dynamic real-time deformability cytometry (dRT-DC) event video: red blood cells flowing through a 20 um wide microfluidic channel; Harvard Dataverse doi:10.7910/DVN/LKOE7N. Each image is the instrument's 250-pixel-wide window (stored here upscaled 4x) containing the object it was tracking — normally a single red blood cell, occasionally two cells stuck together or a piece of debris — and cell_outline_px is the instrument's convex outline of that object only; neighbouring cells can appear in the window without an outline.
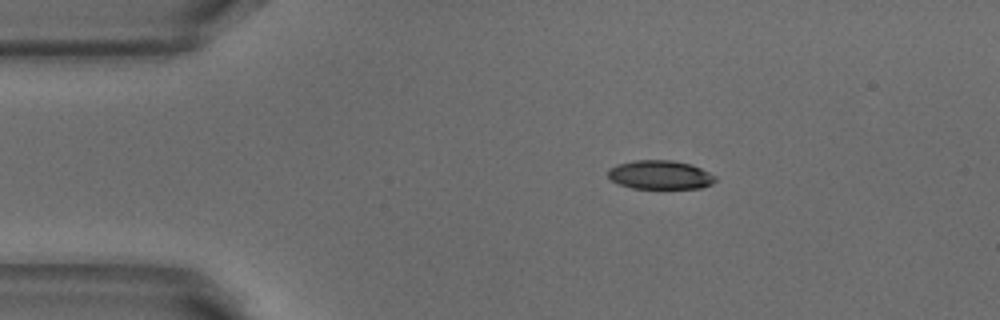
{"species": "common noctule bat (a hibernating species)", "species_latin": "Nyctalus noctula", "temperature_condition": "warm", "stored_images_in_passage": 43, "camera_frame_rate_fps": 3000, "um_per_image_px": 0.085, "animal": {"sex": "male", "body_mass_g": 18.8}, "frame": {"image": 1, "passage_image": 1, "time_ms": 0.0, "image_size_px": [1000, 320], "cell_outline_px": [[716, 180], [712, 184], [700, 188], [632, 188], [620, 184], [612, 180], [608, 176], [608, 168], [616, 164], [632, 160], [672, 160], [692, 164], [716, 176]], "centroid_in_image_um": [56.1, 14.85], "position_along_channel_um": 28.9, "area_um2": 18.09}}
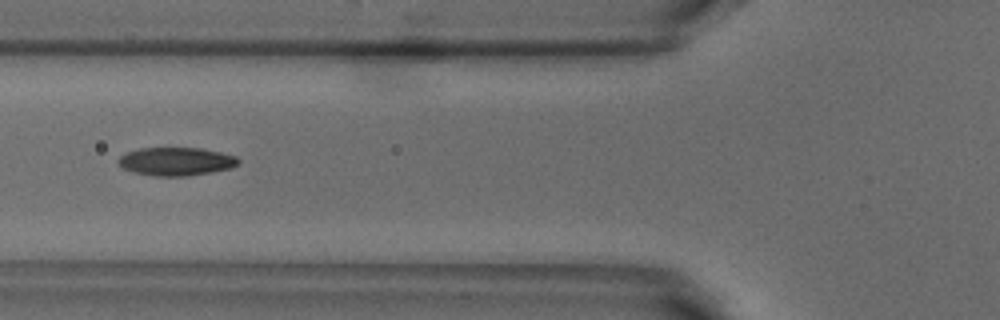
{"frame": {"image": 2, "passage_image": 11, "time_ms": 3.333, "image_size_px": [1000, 320], "cell_outline_px": [[240, 160], [232, 168], [188, 176], [156, 176], [132, 172], [124, 168], [116, 160], [120, 156], [128, 152], [140, 148], [200, 148], [220, 152], [236, 156]], "centroid_in_image_um": [14.97, 13.72], "position_along_channel_um": 110.8, "area_um2": 19.65}}
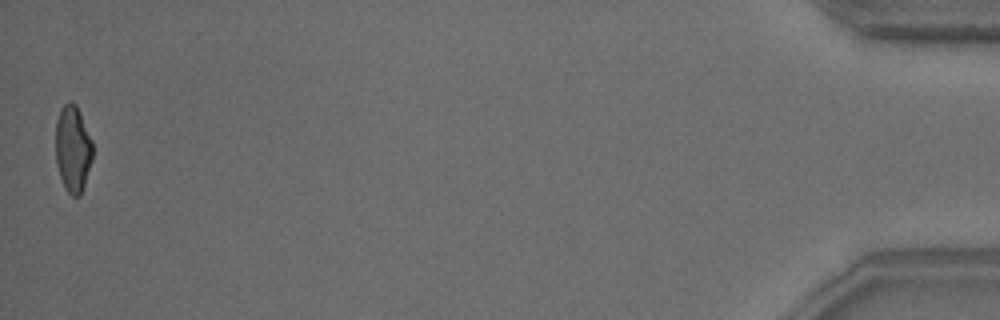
{"frame": {"image": 3, "passage_image": 43, "time_ms": 14.0, "image_size_px": [1000, 320], "cell_outline_px": [[92, 160], [80, 196], [72, 196], [64, 188], [56, 164], [56, 120], [60, 108], [68, 100], [76, 104], [80, 112], [92, 140]], "centroid_in_image_um": [6.18, 12.62], "position_along_channel_um": 429.0, "area_um2": 18.79}, "authors_computed_cell_mechanics": {"area_um2": 19.4208, "velocity_mm_per_s": 3.8937, "shape_relaxation_time_tau1_ms": 6.8289, "shape_relaxation_time_tau2_ms": 2.3907, "deformation_change_tau1": 0.2124, "deformation_change_tau2": 0.0866}}